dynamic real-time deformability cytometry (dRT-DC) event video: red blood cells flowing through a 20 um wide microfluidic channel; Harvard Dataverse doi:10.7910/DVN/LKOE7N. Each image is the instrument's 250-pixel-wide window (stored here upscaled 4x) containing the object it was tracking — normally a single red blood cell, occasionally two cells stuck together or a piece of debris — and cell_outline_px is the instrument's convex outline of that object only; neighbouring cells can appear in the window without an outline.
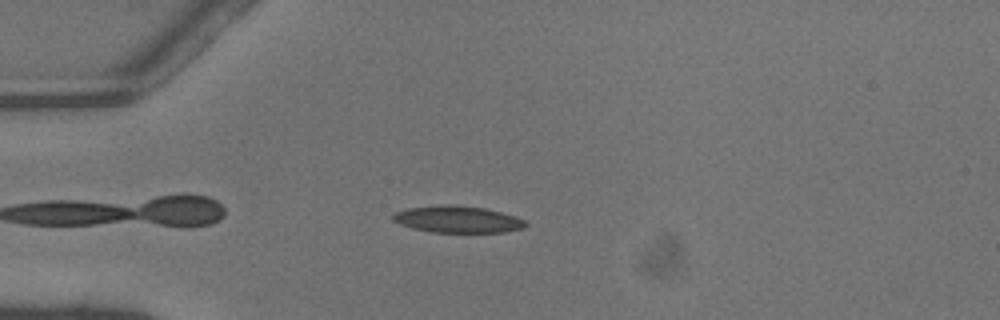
{"species": "common noctule bat (a hibernating species)", "species_latin": "Nyctalus noctula", "temperature_condition": "warm", "stored_images_in_passage": 35, "camera_frame_rate_fps": 3000, "um_per_image_px": 0.085, "animal": {"sex": "male", "body_mass_g": 13.3}, "frame": {"image": 1, "passage_image": 4, "time_ms": 1.0, "image_size_px": [1000, 320], "cell_outline_px": [[528, 224], [524, 228], [504, 232], [432, 232], [412, 228], [400, 224], [392, 220], [392, 216], [396, 212], [408, 208], [448, 204], [484, 208], [516, 216], [524, 220]], "centroid_in_image_um": [38.91, 18.65], "position_along_channel_um": 46.1, "area_um2": 20.58}}
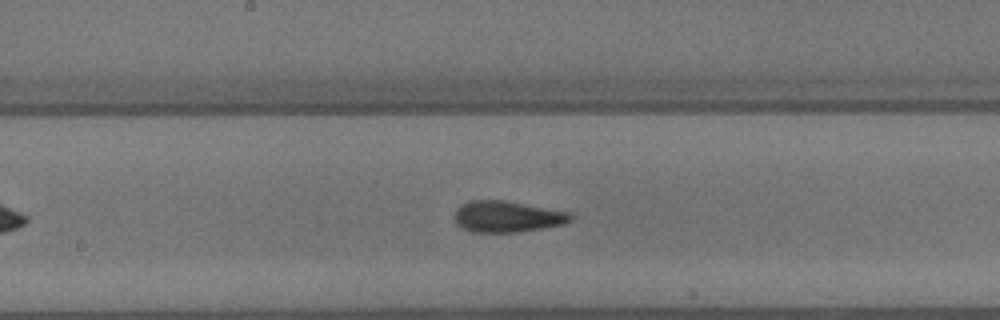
{"frame": {"image": 2, "passage_image": 16, "time_ms": 5.0, "image_size_px": [1000, 320], "cell_outline_px": [[572, 220], [564, 224], [516, 232], [472, 232], [456, 224], [456, 208], [460, 204], [468, 200], [504, 200], [568, 212], [572, 216]], "centroid_in_image_um": [43.07, 18.4], "position_along_channel_um": 205.1, "area_um2": 20.92}}
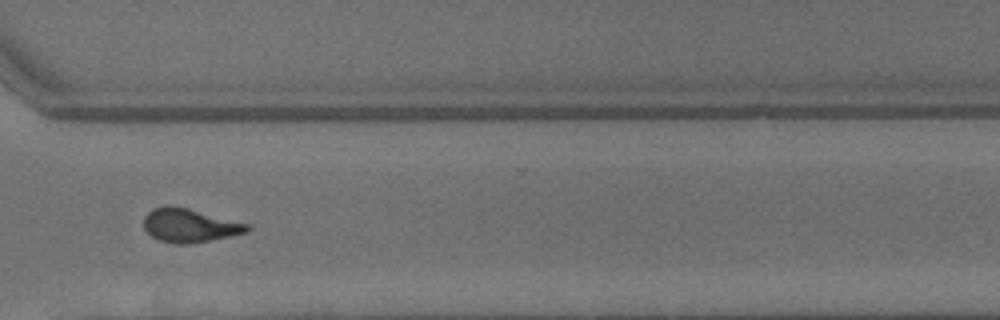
{"frame": {"image": 3, "passage_image": 26, "time_ms": 8.333, "image_size_px": [1000, 320], "cell_outline_px": [[252, 228], [248, 232], [232, 236], [184, 244], [176, 244], [160, 240], [152, 236], [144, 228], [144, 216], [152, 208], [164, 204], [172, 204], [188, 208], [248, 224]], "centroid_in_image_um": [16.09, 19.13], "position_along_channel_um": 354.5, "area_um2": 20.29}, "authors_computed_cell_mechanics": {"area_um2": 20.8658, "velocity_mm_per_s": 4.503, "shape_relaxation_time_tau1_ms": 6.4168, "shape_relaxation_time_tau2_ms": 1.2934, "deformation_change_tau1": 0.1989, "deformation_change_tau2": 0.0892}}